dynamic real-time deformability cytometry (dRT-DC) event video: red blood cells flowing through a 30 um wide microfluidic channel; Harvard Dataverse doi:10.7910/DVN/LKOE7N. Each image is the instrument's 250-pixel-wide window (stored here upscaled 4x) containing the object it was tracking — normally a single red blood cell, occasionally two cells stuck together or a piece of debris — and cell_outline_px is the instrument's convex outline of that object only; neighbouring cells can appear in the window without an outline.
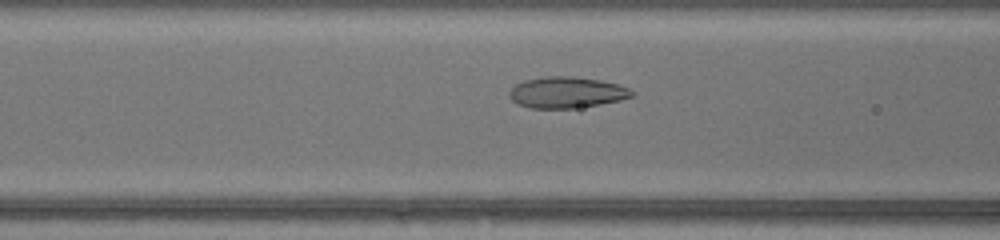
{"species": "common noctule bat (a hibernating species)", "species_latin": "Nyctalus noctula", "temperature_condition": "warm", "stored_images_in_passage": 46, "camera_frame_rate_fps": 3000, "um_per_image_px": 0.085, "animal": {"sex": "female", "body_mass_g": 17.0, "forearm_length_mm": 48.0}, "frame": {"image": 1, "passage_image": 18, "time_ms": 5.667, "image_size_px": [1000, 240], "cell_outline_px": [[632, 96], [620, 100], [600, 104], [572, 108], [528, 108], [516, 104], [508, 96], [508, 92], [516, 84], [524, 80], [544, 76], [572, 76], [600, 80], [616, 84], [628, 88], [632, 92]], "centroid_in_image_um": [48.09, 7.85], "position_along_channel_um": 118.5, "area_um2": 22.2}}
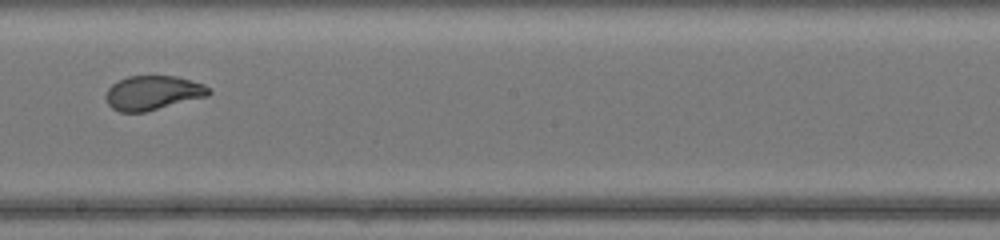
{"frame": {"image": 2, "passage_image": 26, "time_ms": 8.333, "image_size_px": [1000, 240], "cell_outline_px": [[212, 92], [208, 96], [144, 112], [120, 112], [112, 108], [108, 104], [108, 88], [112, 84], [128, 76], [176, 76], [204, 84]], "centroid_in_image_um": [13.02, 7.89], "position_along_channel_um": 235.2, "area_um2": 20.29}}
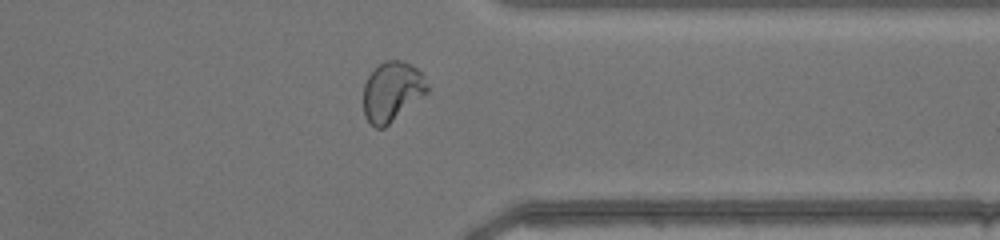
{"frame": {"image": 3, "passage_image": 36, "time_ms": 11.667, "image_size_px": [1000, 240], "cell_outline_px": [[428, 92], [384, 128], [376, 128], [364, 116], [364, 84], [368, 76], [384, 60], [400, 60], [416, 68], [420, 72], [428, 84]], "centroid_in_image_um": [33.31, 7.79], "position_along_channel_um": 378.1, "area_um2": 21.91}, "authors_computed_cell_mechanics": {"area_um2": 23.12, "velocity_mm_per_s": 4.3875, "shape_relaxation_time_tau1_ms": 9.3147, "shape_relaxation_time_tau2_ms": null, "deformation_change_tau1": 0.2824, "deformation_change_tau2": null}}